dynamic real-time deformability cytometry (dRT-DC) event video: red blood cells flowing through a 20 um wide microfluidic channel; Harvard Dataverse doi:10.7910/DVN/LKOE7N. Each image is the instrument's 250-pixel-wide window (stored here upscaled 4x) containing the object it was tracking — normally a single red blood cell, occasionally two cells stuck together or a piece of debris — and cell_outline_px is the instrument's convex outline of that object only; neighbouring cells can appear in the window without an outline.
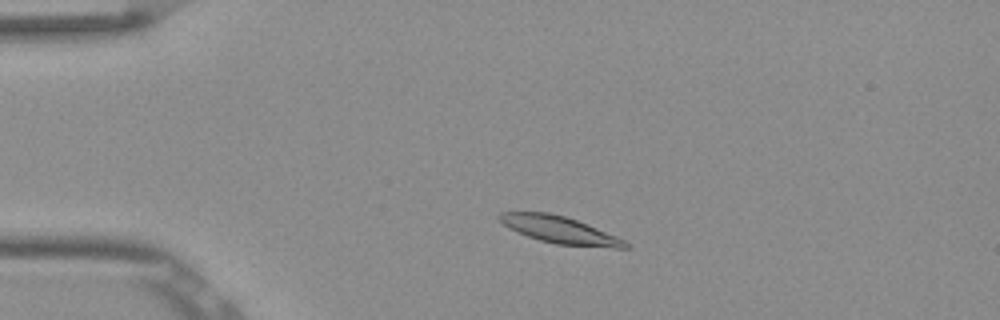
{"species": "Egyptian fruit bat (a non-hibernating species)", "species_latin": "Rousettus aegyptiacus", "temperature_condition": "room temperature", "stored_images_in_passage": 49, "camera_frame_rate_fps": 3000, "um_per_image_px": 0.085, "frame": {"image": 1, "passage_image": 7, "time_ms": 2.0, "image_size_px": [1000, 320], "cell_outline_px": [[628, 248], [612, 248], [556, 244], [540, 240], [516, 232], [508, 228], [496, 216], [500, 212], [548, 212], [564, 216], [576, 220], [616, 236], [624, 240], [628, 244]], "centroid_in_image_um": [47.54, 19.54], "position_along_channel_um": 37.5, "area_um2": 19.65}}
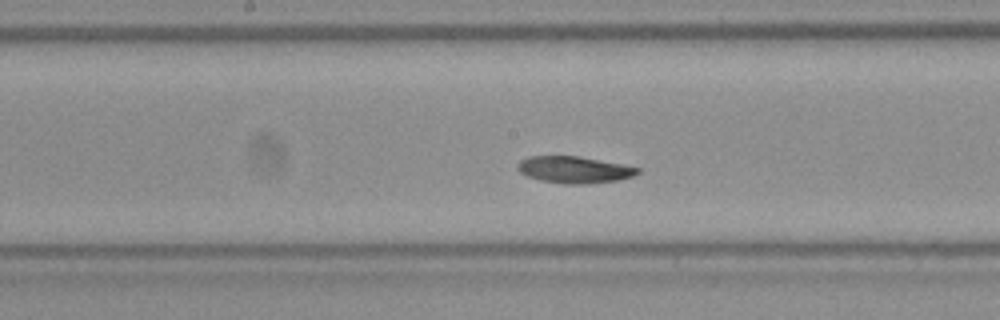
{"frame": {"image": 2, "passage_image": 23, "time_ms": 7.333, "image_size_px": [1000, 320], "cell_outline_px": [[640, 172], [632, 176], [616, 180], [584, 184], [568, 184], [540, 180], [528, 176], [520, 172], [516, 168], [516, 164], [520, 160], [528, 156], [580, 156], [640, 168]], "centroid_in_image_um": [48.76, 14.41], "position_along_channel_um": 199.4, "area_um2": 18.55}}
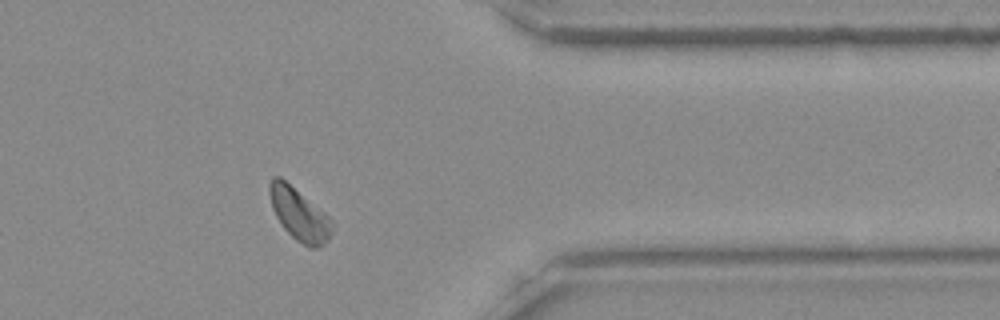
{"frame": {"image": 3, "passage_image": 39, "time_ms": 12.667, "image_size_px": [1000, 320], "cell_outline_px": [[332, 232], [328, 240], [320, 248], [308, 248], [296, 240], [284, 228], [276, 216], [272, 208], [268, 192], [268, 184], [272, 176], [280, 176], [324, 212], [332, 220]], "centroid_in_image_um": [25.42, 18.22], "position_along_channel_um": 386.0, "area_um2": 19.07}, "authors_computed_cell_mechanics": {"area_um2": 19.074, "velocity_mm_per_s": 3.7637, "shape_relaxation_time_tau1_ms": 8.4251, "shape_relaxation_time_tau2_ms": null, "deformation_change_tau1": 0.1486, "deformation_change_tau2": null}}